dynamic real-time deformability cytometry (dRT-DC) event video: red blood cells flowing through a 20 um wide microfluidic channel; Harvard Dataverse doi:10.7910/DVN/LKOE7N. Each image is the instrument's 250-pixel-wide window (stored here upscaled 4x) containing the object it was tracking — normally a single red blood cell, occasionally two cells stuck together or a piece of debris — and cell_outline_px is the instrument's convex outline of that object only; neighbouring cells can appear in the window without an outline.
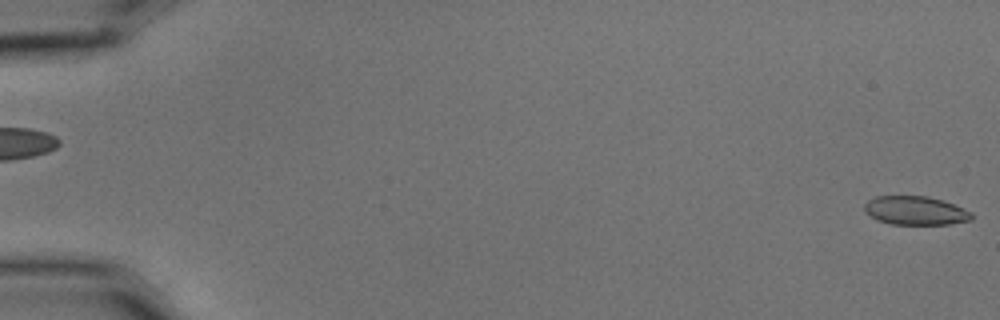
{"species": "common noctule bat (a hibernating species)", "species_latin": "Nyctalus noctula", "temperature_condition": "cold", "stored_images_in_passage": 4, "segment_of_instrument_passage": [2, 2], "camera_frame_rate_fps": 3000, "um_per_image_px": 0.085, "animal": {"sex": "male", "body_mass_g": 15.6}, "frame": {"image": 1, "passage_image": 4, "time_ms": 1.0, "image_size_px": [1000, 320], "cell_outline_px": [[972, 220], [948, 224], [892, 224], [876, 220], [864, 212], [864, 204], [868, 200], [876, 196], [928, 196], [944, 200], [964, 208], [972, 212]], "centroid_in_image_um": [77.8, 17.89], "position_along_channel_um": 7.2, "area_um2": 18.09}}